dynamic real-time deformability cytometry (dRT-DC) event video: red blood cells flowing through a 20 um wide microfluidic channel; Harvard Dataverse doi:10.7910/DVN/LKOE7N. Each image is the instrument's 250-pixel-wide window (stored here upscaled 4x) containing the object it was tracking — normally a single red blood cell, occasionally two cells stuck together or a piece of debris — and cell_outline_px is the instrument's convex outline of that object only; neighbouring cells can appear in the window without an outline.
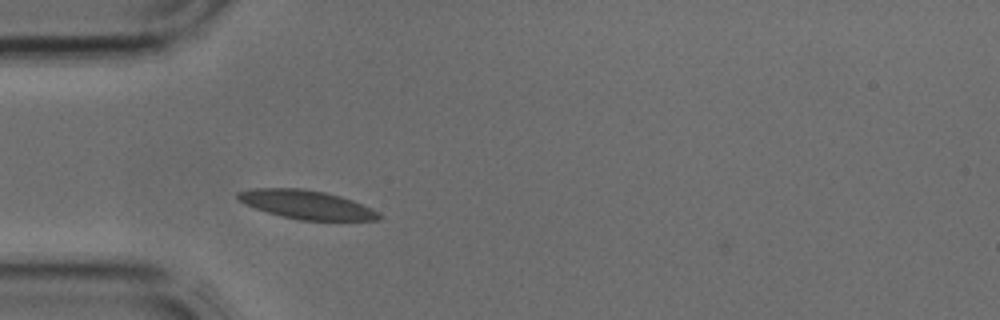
{"species": "common noctule bat (a hibernating species)", "species_latin": "Nyctalus noctula", "temperature_condition": "cold", "stored_images_in_passage": 2, "camera_frame_rate_fps": 3000, "um_per_image_px": 0.085, "animal": {"sex": "male", "body_mass_g": 17.9, "forearm_length_mm": 54.2}, "frame": {"image": 1, "passage_image": 2, "time_ms": 0.333, "image_size_px": [1000, 320], "cell_outline_px": [[384, 216], [380, 220], [300, 220], [280, 216], [244, 204], [236, 200], [236, 192], [252, 188], [300, 188], [324, 192], [340, 196], [352, 200], [372, 208], [380, 212]], "centroid_in_image_um": [26.05, 17.39], "position_along_channel_um": 59.0, "area_um2": 23.76}}